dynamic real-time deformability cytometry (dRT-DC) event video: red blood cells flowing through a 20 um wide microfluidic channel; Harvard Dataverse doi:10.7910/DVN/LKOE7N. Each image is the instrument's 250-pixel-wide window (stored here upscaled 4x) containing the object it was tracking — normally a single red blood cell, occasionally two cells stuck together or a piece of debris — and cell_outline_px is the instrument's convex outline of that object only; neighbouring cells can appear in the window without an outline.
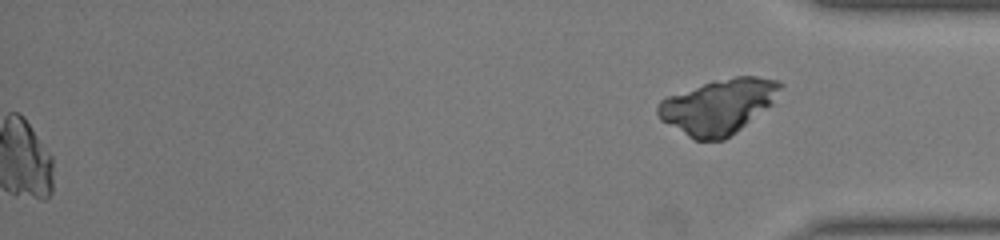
{"species": "common noctule bat (a hibernating species)", "species_latin": "Nyctalus noctula", "temperature_condition": "warm", "stored_images_in_passage": 47, "segment_of_instrument_passage": [2, 2], "camera_frame_rate_fps": 3000, "um_per_image_px": 0.085, "animal": {"sex": "male", "body_mass_g": 19.0, "forearm_length_mm": 50.8}, "frame": {"image": 1, "passage_image": 47, "time_ms": 15.333, "image_size_px": [1000, 240], "cell_outline_px": [[784, 88], [772, 104], [736, 132], [724, 140], [696, 140], [688, 136], [660, 120], [656, 112], [656, 104], [664, 96], [712, 80], [736, 76], [756, 76], [776, 80], [784, 84]], "centroid_in_image_um": [61.04, 9.02], "position_along_channel_um": 374.2, "area_um2": 39.54}}